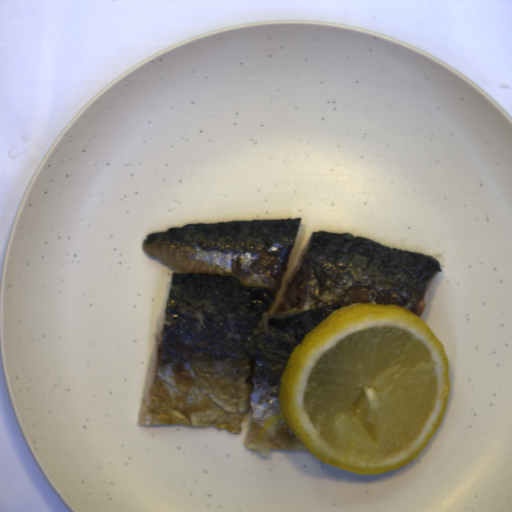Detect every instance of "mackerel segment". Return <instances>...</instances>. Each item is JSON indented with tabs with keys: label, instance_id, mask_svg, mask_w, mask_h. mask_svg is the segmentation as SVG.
Masks as SVG:
<instances>
[{
	"label": "mackerel segment",
	"instance_id": "14911b7f",
	"mask_svg": "<svg viewBox=\"0 0 512 512\" xmlns=\"http://www.w3.org/2000/svg\"><path fill=\"white\" fill-rule=\"evenodd\" d=\"M301 219L188 223L144 237L142 251L171 277L138 425L241 435L249 415L247 449L308 451L277 400L295 347L354 303L400 306L421 317L443 269L439 259L322 230L308 234L269 314Z\"/></svg>",
	"mask_w": 512,
	"mask_h": 512
}]
</instances>
